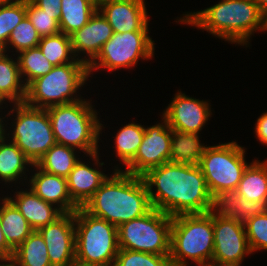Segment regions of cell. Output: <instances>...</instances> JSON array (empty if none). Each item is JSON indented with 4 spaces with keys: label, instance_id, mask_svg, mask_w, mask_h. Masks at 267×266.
Here are the masks:
<instances>
[{
    "label": "cell",
    "instance_id": "1",
    "mask_svg": "<svg viewBox=\"0 0 267 266\" xmlns=\"http://www.w3.org/2000/svg\"><path fill=\"white\" fill-rule=\"evenodd\" d=\"M142 178L152 208L171 217L213 210L214 198L198 165L167 162L148 170Z\"/></svg>",
    "mask_w": 267,
    "mask_h": 266
},
{
    "label": "cell",
    "instance_id": "2",
    "mask_svg": "<svg viewBox=\"0 0 267 266\" xmlns=\"http://www.w3.org/2000/svg\"><path fill=\"white\" fill-rule=\"evenodd\" d=\"M116 168L82 208L90 215L118 227L147 214L152 205L142 176Z\"/></svg>",
    "mask_w": 267,
    "mask_h": 266
},
{
    "label": "cell",
    "instance_id": "3",
    "mask_svg": "<svg viewBox=\"0 0 267 266\" xmlns=\"http://www.w3.org/2000/svg\"><path fill=\"white\" fill-rule=\"evenodd\" d=\"M179 21L243 46L256 30L265 31V15L254 0H222L202 11L187 13Z\"/></svg>",
    "mask_w": 267,
    "mask_h": 266
},
{
    "label": "cell",
    "instance_id": "4",
    "mask_svg": "<svg viewBox=\"0 0 267 266\" xmlns=\"http://www.w3.org/2000/svg\"><path fill=\"white\" fill-rule=\"evenodd\" d=\"M84 100V101H83ZM57 144L77 148L91 157L99 167L98 140L102 131L97 111L82 99L46 108Z\"/></svg>",
    "mask_w": 267,
    "mask_h": 266
},
{
    "label": "cell",
    "instance_id": "5",
    "mask_svg": "<svg viewBox=\"0 0 267 266\" xmlns=\"http://www.w3.org/2000/svg\"><path fill=\"white\" fill-rule=\"evenodd\" d=\"M213 252V211L172 217L169 254L172 266H188L187 259L204 266Z\"/></svg>",
    "mask_w": 267,
    "mask_h": 266
},
{
    "label": "cell",
    "instance_id": "6",
    "mask_svg": "<svg viewBox=\"0 0 267 266\" xmlns=\"http://www.w3.org/2000/svg\"><path fill=\"white\" fill-rule=\"evenodd\" d=\"M118 251L117 227L79 207L75 211L76 265L113 266Z\"/></svg>",
    "mask_w": 267,
    "mask_h": 266
},
{
    "label": "cell",
    "instance_id": "7",
    "mask_svg": "<svg viewBox=\"0 0 267 266\" xmlns=\"http://www.w3.org/2000/svg\"><path fill=\"white\" fill-rule=\"evenodd\" d=\"M89 75L86 63L54 66L49 73L35 79L26 87L24 103L34 108L46 109L80 101L81 98H73V95L83 87Z\"/></svg>",
    "mask_w": 267,
    "mask_h": 266
},
{
    "label": "cell",
    "instance_id": "8",
    "mask_svg": "<svg viewBox=\"0 0 267 266\" xmlns=\"http://www.w3.org/2000/svg\"><path fill=\"white\" fill-rule=\"evenodd\" d=\"M172 217L152 208L117 227L119 249L169 255Z\"/></svg>",
    "mask_w": 267,
    "mask_h": 266
},
{
    "label": "cell",
    "instance_id": "9",
    "mask_svg": "<svg viewBox=\"0 0 267 266\" xmlns=\"http://www.w3.org/2000/svg\"><path fill=\"white\" fill-rule=\"evenodd\" d=\"M16 115L11 137L13 141L25 154V156L36 164L38 160L56 144L52 130L49 114L46 109L34 108L25 103H16L14 108L7 113Z\"/></svg>",
    "mask_w": 267,
    "mask_h": 266
},
{
    "label": "cell",
    "instance_id": "10",
    "mask_svg": "<svg viewBox=\"0 0 267 266\" xmlns=\"http://www.w3.org/2000/svg\"><path fill=\"white\" fill-rule=\"evenodd\" d=\"M244 154L245 149L234 141L208 146L198 166L213 198L221 191L237 188L249 165Z\"/></svg>",
    "mask_w": 267,
    "mask_h": 266
},
{
    "label": "cell",
    "instance_id": "11",
    "mask_svg": "<svg viewBox=\"0 0 267 266\" xmlns=\"http://www.w3.org/2000/svg\"><path fill=\"white\" fill-rule=\"evenodd\" d=\"M148 35V31L113 32L112 37L88 65L89 74L97 68H106L110 71L125 67L132 68L140 58L146 60L152 58L155 45Z\"/></svg>",
    "mask_w": 267,
    "mask_h": 266
},
{
    "label": "cell",
    "instance_id": "12",
    "mask_svg": "<svg viewBox=\"0 0 267 266\" xmlns=\"http://www.w3.org/2000/svg\"><path fill=\"white\" fill-rule=\"evenodd\" d=\"M162 121L145 128L142 143L124 172L142 176L148 170L170 162L172 129L164 118Z\"/></svg>",
    "mask_w": 267,
    "mask_h": 266
},
{
    "label": "cell",
    "instance_id": "13",
    "mask_svg": "<svg viewBox=\"0 0 267 266\" xmlns=\"http://www.w3.org/2000/svg\"><path fill=\"white\" fill-rule=\"evenodd\" d=\"M47 245L52 266H74L75 212L63 213L54 222L37 230Z\"/></svg>",
    "mask_w": 267,
    "mask_h": 266
},
{
    "label": "cell",
    "instance_id": "14",
    "mask_svg": "<svg viewBox=\"0 0 267 266\" xmlns=\"http://www.w3.org/2000/svg\"><path fill=\"white\" fill-rule=\"evenodd\" d=\"M214 252L212 259L242 264L245 255L252 253L243 223L219 217L213 212Z\"/></svg>",
    "mask_w": 267,
    "mask_h": 266
},
{
    "label": "cell",
    "instance_id": "15",
    "mask_svg": "<svg viewBox=\"0 0 267 266\" xmlns=\"http://www.w3.org/2000/svg\"><path fill=\"white\" fill-rule=\"evenodd\" d=\"M209 105L206 101L186 96L180 91L175 94L162 117L171 129L199 134L211 117Z\"/></svg>",
    "mask_w": 267,
    "mask_h": 266
},
{
    "label": "cell",
    "instance_id": "16",
    "mask_svg": "<svg viewBox=\"0 0 267 266\" xmlns=\"http://www.w3.org/2000/svg\"><path fill=\"white\" fill-rule=\"evenodd\" d=\"M145 0H101L98 10L115 33L148 30Z\"/></svg>",
    "mask_w": 267,
    "mask_h": 266
},
{
    "label": "cell",
    "instance_id": "17",
    "mask_svg": "<svg viewBox=\"0 0 267 266\" xmlns=\"http://www.w3.org/2000/svg\"><path fill=\"white\" fill-rule=\"evenodd\" d=\"M112 35V27L101 12L97 10L84 27L70 35L74 56H78L79 53H87V58L85 56L81 60L89 65Z\"/></svg>",
    "mask_w": 267,
    "mask_h": 266
},
{
    "label": "cell",
    "instance_id": "18",
    "mask_svg": "<svg viewBox=\"0 0 267 266\" xmlns=\"http://www.w3.org/2000/svg\"><path fill=\"white\" fill-rule=\"evenodd\" d=\"M38 169L29 180L32 191L44 201L57 205L63 213L75 212L79 207L72 201L68 190L67 178Z\"/></svg>",
    "mask_w": 267,
    "mask_h": 266
},
{
    "label": "cell",
    "instance_id": "19",
    "mask_svg": "<svg viewBox=\"0 0 267 266\" xmlns=\"http://www.w3.org/2000/svg\"><path fill=\"white\" fill-rule=\"evenodd\" d=\"M216 215L232 218L246 223L252 217L267 212V201H249L236 189L224 190L213 199V210Z\"/></svg>",
    "mask_w": 267,
    "mask_h": 266
},
{
    "label": "cell",
    "instance_id": "20",
    "mask_svg": "<svg viewBox=\"0 0 267 266\" xmlns=\"http://www.w3.org/2000/svg\"><path fill=\"white\" fill-rule=\"evenodd\" d=\"M28 190L15 192V199L13 197L8 198L34 230H39L41 227L54 222L63 214L59 208L36 195L31 188Z\"/></svg>",
    "mask_w": 267,
    "mask_h": 266
},
{
    "label": "cell",
    "instance_id": "21",
    "mask_svg": "<svg viewBox=\"0 0 267 266\" xmlns=\"http://www.w3.org/2000/svg\"><path fill=\"white\" fill-rule=\"evenodd\" d=\"M107 177L108 175L79 160L67 177L72 201L78 207H83Z\"/></svg>",
    "mask_w": 267,
    "mask_h": 266
},
{
    "label": "cell",
    "instance_id": "22",
    "mask_svg": "<svg viewBox=\"0 0 267 266\" xmlns=\"http://www.w3.org/2000/svg\"><path fill=\"white\" fill-rule=\"evenodd\" d=\"M1 203V229L7 244L15 250L34 231V229L8 196L4 197Z\"/></svg>",
    "mask_w": 267,
    "mask_h": 266
},
{
    "label": "cell",
    "instance_id": "23",
    "mask_svg": "<svg viewBox=\"0 0 267 266\" xmlns=\"http://www.w3.org/2000/svg\"><path fill=\"white\" fill-rule=\"evenodd\" d=\"M18 59L15 61L0 51V96L9 102L24 103L26 86L21 79Z\"/></svg>",
    "mask_w": 267,
    "mask_h": 266
},
{
    "label": "cell",
    "instance_id": "24",
    "mask_svg": "<svg viewBox=\"0 0 267 266\" xmlns=\"http://www.w3.org/2000/svg\"><path fill=\"white\" fill-rule=\"evenodd\" d=\"M97 10L98 3L95 0H62L59 19L61 32L72 35L84 27Z\"/></svg>",
    "mask_w": 267,
    "mask_h": 266
},
{
    "label": "cell",
    "instance_id": "25",
    "mask_svg": "<svg viewBox=\"0 0 267 266\" xmlns=\"http://www.w3.org/2000/svg\"><path fill=\"white\" fill-rule=\"evenodd\" d=\"M207 148L199 134L172 129L170 162L198 165Z\"/></svg>",
    "mask_w": 267,
    "mask_h": 266
},
{
    "label": "cell",
    "instance_id": "26",
    "mask_svg": "<svg viewBox=\"0 0 267 266\" xmlns=\"http://www.w3.org/2000/svg\"><path fill=\"white\" fill-rule=\"evenodd\" d=\"M4 132L6 135L0 139V178L6 184L26 175V165L33 167V163L13 141H6V130Z\"/></svg>",
    "mask_w": 267,
    "mask_h": 266
},
{
    "label": "cell",
    "instance_id": "27",
    "mask_svg": "<svg viewBox=\"0 0 267 266\" xmlns=\"http://www.w3.org/2000/svg\"><path fill=\"white\" fill-rule=\"evenodd\" d=\"M236 190L246 200L267 201V161L251 162L245 169Z\"/></svg>",
    "mask_w": 267,
    "mask_h": 266
},
{
    "label": "cell",
    "instance_id": "28",
    "mask_svg": "<svg viewBox=\"0 0 267 266\" xmlns=\"http://www.w3.org/2000/svg\"><path fill=\"white\" fill-rule=\"evenodd\" d=\"M75 148L55 144L35 164L41 170L67 178L80 158H76Z\"/></svg>",
    "mask_w": 267,
    "mask_h": 266
},
{
    "label": "cell",
    "instance_id": "29",
    "mask_svg": "<svg viewBox=\"0 0 267 266\" xmlns=\"http://www.w3.org/2000/svg\"><path fill=\"white\" fill-rule=\"evenodd\" d=\"M12 261L17 266H52L42 235L34 230L15 250Z\"/></svg>",
    "mask_w": 267,
    "mask_h": 266
},
{
    "label": "cell",
    "instance_id": "30",
    "mask_svg": "<svg viewBox=\"0 0 267 266\" xmlns=\"http://www.w3.org/2000/svg\"><path fill=\"white\" fill-rule=\"evenodd\" d=\"M38 47L43 55L54 66H60L68 63H85L79 59V56L78 58L74 56L71 37L62 32L56 35L41 37Z\"/></svg>",
    "mask_w": 267,
    "mask_h": 266
},
{
    "label": "cell",
    "instance_id": "31",
    "mask_svg": "<svg viewBox=\"0 0 267 266\" xmlns=\"http://www.w3.org/2000/svg\"><path fill=\"white\" fill-rule=\"evenodd\" d=\"M17 59L21 77H25L23 81L26 87L35 79L49 73L54 67V65L43 55L39 47L19 52Z\"/></svg>",
    "mask_w": 267,
    "mask_h": 266
},
{
    "label": "cell",
    "instance_id": "32",
    "mask_svg": "<svg viewBox=\"0 0 267 266\" xmlns=\"http://www.w3.org/2000/svg\"><path fill=\"white\" fill-rule=\"evenodd\" d=\"M145 133V127L135 122L118 130L115 136V151L125 166L135 157Z\"/></svg>",
    "mask_w": 267,
    "mask_h": 266
},
{
    "label": "cell",
    "instance_id": "33",
    "mask_svg": "<svg viewBox=\"0 0 267 266\" xmlns=\"http://www.w3.org/2000/svg\"><path fill=\"white\" fill-rule=\"evenodd\" d=\"M26 16V0H12L0 4V51L7 52L6 45L11 32Z\"/></svg>",
    "mask_w": 267,
    "mask_h": 266
},
{
    "label": "cell",
    "instance_id": "34",
    "mask_svg": "<svg viewBox=\"0 0 267 266\" xmlns=\"http://www.w3.org/2000/svg\"><path fill=\"white\" fill-rule=\"evenodd\" d=\"M26 16L40 37L56 35L61 32L59 18L39 8L32 0H26Z\"/></svg>",
    "mask_w": 267,
    "mask_h": 266
},
{
    "label": "cell",
    "instance_id": "35",
    "mask_svg": "<svg viewBox=\"0 0 267 266\" xmlns=\"http://www.w3.org/2000/svg\"><path fill=\"white\" fill-rule=\"evenodd\" d=\"M113 266H172L169 255L119 249Z\"/></svg>",
    "mask_w": 267,
    "mask_h": 266
},
{
    "label": "cell",
    "instance_id": "36",
    "mask_svg": "<svg viewBox=\"0 0 267 266\" xmlns=\"http://www.w3.org/2000/svg\"><path fill=\"white\" fill-rule=\"evenodd\" d=\"M40 39L41 37L39 33L27 16H25V18L11 32L6 48L9 49L13 47L18 53L26 49L38 47ZM10 45L12 47H10Z\"/></svg>",
    "mask_w": 267,
    "mask_h": 266
},
{
    "label": "cell",
    "instance_id": "37",
    "mask_svg": "<svg viewBox=\"0 0 267 266\" xmlns=\"http://www.w3.org/2000/svg\"><path fill=\"white\" fill-rule=\"evenodd\" d=\"M244 226L252 253L262 249L267 251V212L252 217Z\"/></svg>",
    "mask_w": 267,
    "mask_h": 266
},
{
    "label": "cell",
    "instance_id": "38",
    "mask_svg": "<svg viewBox=\"0 0 267 266\" xmlns=\"http://www.w3.org/2000/svg\"><path fill=\"white\" fill-rule=\"evenodd\" d=\"M39 8L49 14H55L59 19L61 17L62 0H32Z\"/></svg>",
    "mask_w": 267,
    "mask_h": 266
},
{
    "label": "cell",
    "instance_id": "39",
    "mask_svg": "<svg viewBox=\"0 0 267 266\" xmlns=\"http://www.w3.org/2000/svg\"><path fill=\"white\" fill-rule=\"evenodd\" d=\"M255 133L263 145H267V112L263 113L255 124Z\"/></svg>",
    "mask_w": 267,
    "mask_h": 266
},
{
    "label": "cell",
    "instance_id": "40",
    "mask_svg": "<svg viewBox=\"0 0 267 266\" xmlns=\"http://www.w3.org/2000/svg\"><path fill=\"white\" fill-rule=\"evenodd\" d=\"M14 255V250L7 244L4 234L1 229V220H0V261L7 262L11 261Z\"/></svg>",
    "mask_w": 267,
    "mask_h": 266
},
{
    "label": "cell",
    "instance_id": "41",
    "mask_svg": "<svg viewBox=\"0 0 267 266\" xmlns=\"http://www.w3.org/2000/svg\"><path fill=\"white\" fill-rule=\"evenodd\" d=\"M204 266H241V265L237 263L223 262L216 259H211Z\"/></svg>",
    "mask_w": 267,
    "mask_h": 266
},
{
    "label": "cell",
    "instance_id": "42",
    "mask_svg": "<svg viewBox=\"0 0 267 266\" xmlns=\"http://www.w3.org/2000/svg\"><path fill=\"white\" fill-rule=\"evenodd\" d=\"M258 5L260 11L266 16L267 15V0H254Z\"/></svg>",
    "mask_w": 267,
    "mask_h": 266
},
{
    "label": "cell",
    "instance_id": "43",
    "mask_svg": "<svg viewBox=\"0 0 267 266\" xmlns=\"http://www.w3.org/2000/svg\"><path fill=\"white\" fill-rule=\"evenodd\" d=\"M3 119L0 117V139L5 135V128L6 126H4L5 124H3Z\"/></svg>",
    "mask_w": 267,
    "mask_h": 266
},
{
    "label": "cell",
    "instance_id": "44",
    "mask_svg": "<svg viewBox=\"0 0 267 266\" xmlns=\"http://www.w3.org/2000/svg\"><path fill=\"white\" fill-rule=\"evenodd\" d=\"M0 266H10V261H7L6 264H5V261H4V263L2 261V263L0 262Z\"/></svg>",
    "mask_w": 267,
    "mask_h": 266
},
{
    "label": "cell",
    "instance_id": "45",
    "mask_svg": "<svg viewBox=\"0 0 267 266\" xmlns=\"http://www.w3.org/2000/svg\"><path fill=\"white\" fill-rule=\"evenodd\" d=\"M10 1H12V0H0V4L8 3Z\"/></svg>",
    "mask_w": 267,
    "mask_h": 266
},
{
    "label": "cell",
    "instance_id": "46",
    "mask_svg": "<svg viewBox=\"0 0 267 266\" xmlns=\"http://www.w3.org/2000/svg\"><path fill=\"white\" fill-rule=\"evenodd\" d=\"M265 30L267 31V15L265 16Z\"/></svg>",
    "mask_w": 267,
    "mask_h": 266
},
{
    "label": "cell",
    "instance_id": "47",
    "mask_svg": "<svg viewBox=\"0 0 267 266\" xmlns=\"http://www.w3.org/2000/svg\"><path fill=\"white\" fill-rule=\"evenodd\" d=\"M4 99L0 96V106L3 105L2 103H4Z\"/></svg>",
    "mask_w": 267,
    "mask_h": 266
},
{
    "label": "cell",
    "instance_id": "48",
    "mask_svg": "<svg viewBox=\"0 0 267 266\" xmlns=\"http://www.w3.org/2000/svg\"><path fill=\"white\" fill-rule=\"evenodd\" d=\"M10 266H17L12 260L10 261Z\"/></svg>",
    "mask_w": 267,
    "mask_h": 266
}]
</instances>
